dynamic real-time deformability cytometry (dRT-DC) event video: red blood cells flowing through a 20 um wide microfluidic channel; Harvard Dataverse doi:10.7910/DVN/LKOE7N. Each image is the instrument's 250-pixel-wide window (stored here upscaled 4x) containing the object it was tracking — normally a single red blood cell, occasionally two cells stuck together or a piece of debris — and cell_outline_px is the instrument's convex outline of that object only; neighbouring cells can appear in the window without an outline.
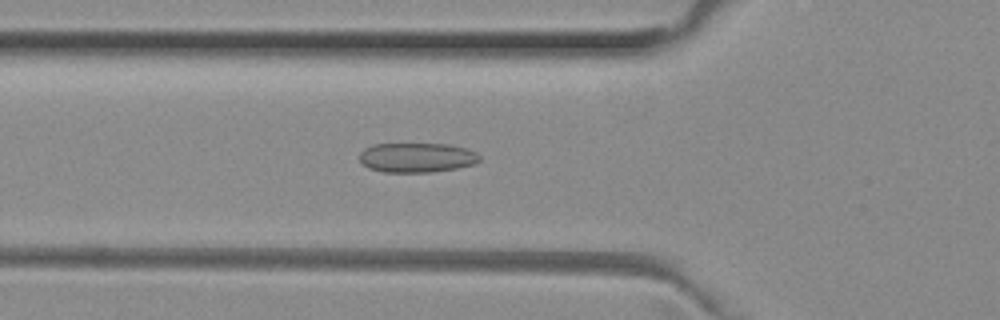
{"species": "common noctule bat (a hibernating species)", "species_latin": "Nyctalus noctula", "temperature_condition": "room temperature", "stored_images_in_passage": 43, "camera_frame_rate_fps": 3000, "um_per_image_px": 0.085, "animal": {"sex": "female", "body_mass_g": 29.2, "forearm_length_mm": 56.3}, "frame": {"image": 1, "passage_image": 10, "time_ms": 3.0, "image_size_px": [1000, 320], "cell_outline_px": [[480, 160], [476, 164], [456, 168], [432, 172], [384, 172], [368, 168], [360, 160], [360, 152], [364, 148], [372, 144], [452, 144], [468, 148], [476, 152], [480, 156]], "centroid_in_image_um": [35.46, 13.38], "position_along_channel_um": 90.3, "area_um2": 20.92}}
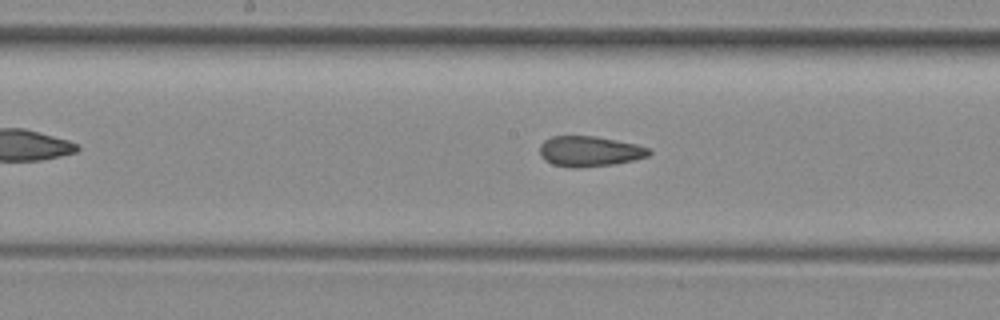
{"frame": {"image": 2, "passage_image": 18, "time_ms": 5.667, "image_size_px": [1000, 320], "cell_outline_px": [[652, 152], [648, 156], [616, 164], [580, 168], [572, 168], [552, 164], [544, 160], [540, 156], [540, 144], [544, 140], [552, 136], [596, 136], [636, 144], [652, 148]], "centroid_in_image_um": [50.11, 12.86], "position_along_channel_um": 198.1, "area_um2": 19.59}}
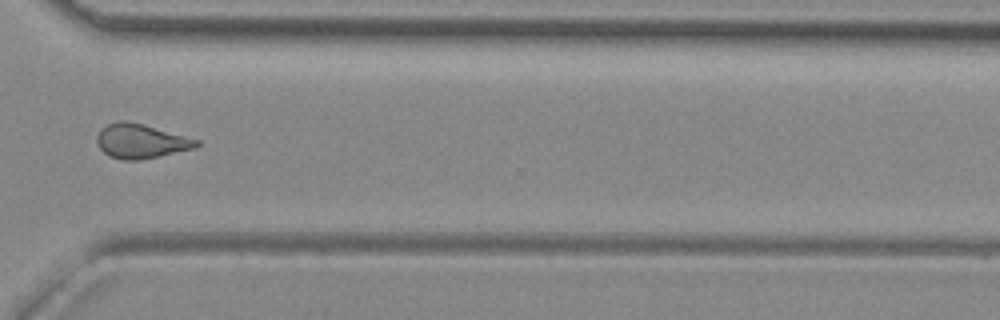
{"frame": {"image": 3, "passage_image": 30, "time_ms": 9.667, "image_size_px": [1000, 320], "cell_outline_px": [[200, 144], [196, 148], [160, 156], [140, 160], [124, 160], [108, 156], [96, 144], [96, 136], [100, 128], [108, 124], [120, 120], [124, 120], [144, 124], [200, 140]], "centroid_in_image_um": [11.96, 12.0], "position_along_channel_um": 358.6, "area_um2": 20.17}, "authors_computed_cell_mechanics": {"area_um2": 19.7098, "velocity_mm_per_s": 4.0234, "shape_relaxation_time_tau1_ms": null, "shape_relaxation_time_tau2_ms": 1.9649, "deformation_change_tau1": null, "deformation_change_tau2": 0.098}}